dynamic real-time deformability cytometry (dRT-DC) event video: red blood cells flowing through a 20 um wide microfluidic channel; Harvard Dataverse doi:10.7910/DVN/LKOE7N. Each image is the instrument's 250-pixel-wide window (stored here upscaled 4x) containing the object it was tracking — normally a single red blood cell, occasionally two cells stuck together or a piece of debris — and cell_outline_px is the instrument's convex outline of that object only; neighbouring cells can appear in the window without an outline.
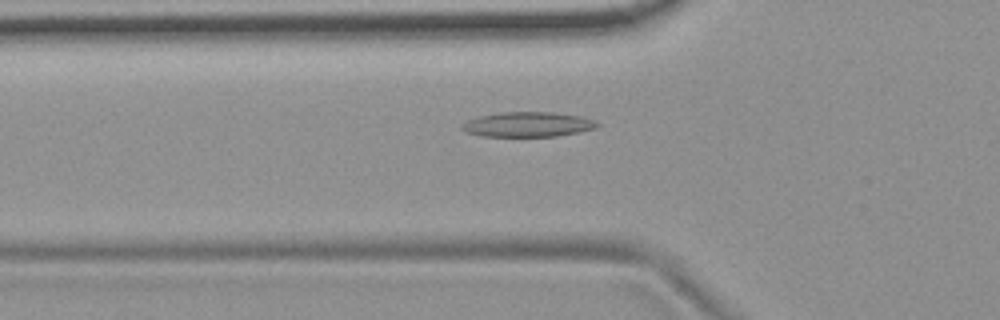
{"species": "common noctule bat (a hibernating species)", "species_latin": "Nyctalus noctula", "temperature_condition": "room temperature", "stored_images_in_passage": 55, "camera_frame_rate_fps": 3000, "um_per_image_px": 0.085, "animal": {"sex": "female", "body_mass_g": 19.9}, "frame": {"image": 1, "passage_image": 19, "time_ms": 6.0, "image_size_px": [1000, 320], "cell_outline_px": [[600, 124], [596, 128], [580, 132], [556, 136], [480, 136], [464, 132], [460, 128], [468, 120], [480, 116], [504, 112], [552, 112], [580, 116], [596, 120]], "centroid_in_image_um": [44.89, 10.58], "position_along_channel_um": 80.9, "area_um2": 19.59}}
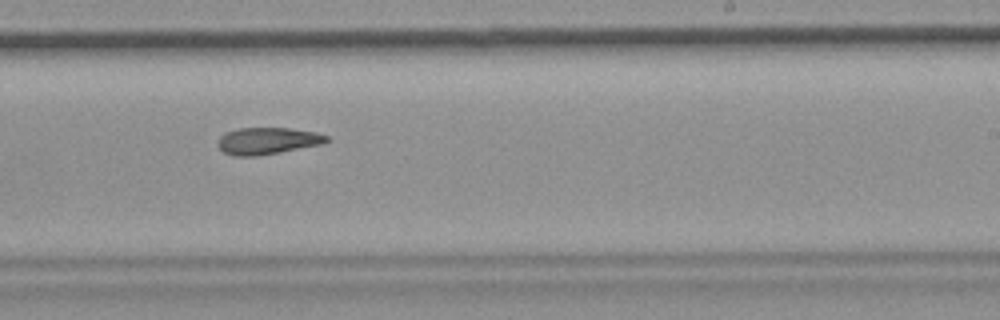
{"frame": {"image": 2, "passage_image": 34, "time_ms": 11.0, "image_size_px": [1000, 320], "cell_outline_px": [[328, 140], [324, 144], [280, 152], [256, 156], [232, 156], [224, 152], [216, 144], [216, 140], [224, 132], [236, 128], [288, 128], [316, 132], [328, 136]], "centroid_in_image_um": [22.69, 11.97], "position_along_channel_um": 266.3, "area_um2": 17.22}}
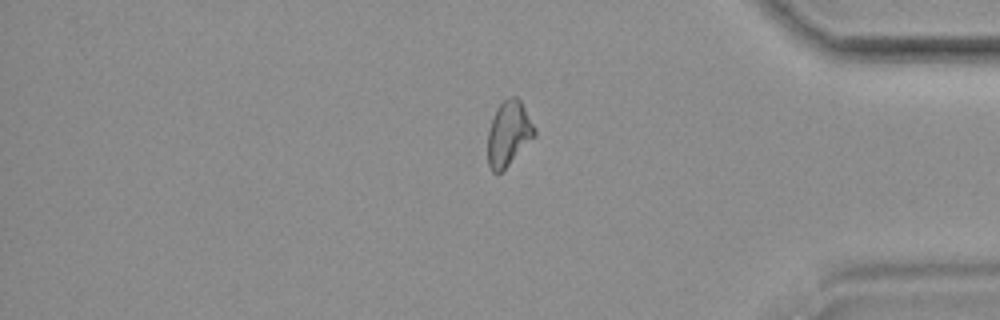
{"frame": {"image": 3, "passage_image": 46, "time_ms": 15.0, "image_size_px": [1000, 320], "cell_outline_px": [[536, 136], [496, 176], [492, 172], [488, 164], [488, 132], [496, 108], [504, 100], [512, 96], [516, 96], [520, 100], [536, 128]], "centroid_in_image_um": [43.24, 11.35], "position_along_channel_um": 392.0, "area_um2": 17.57}}